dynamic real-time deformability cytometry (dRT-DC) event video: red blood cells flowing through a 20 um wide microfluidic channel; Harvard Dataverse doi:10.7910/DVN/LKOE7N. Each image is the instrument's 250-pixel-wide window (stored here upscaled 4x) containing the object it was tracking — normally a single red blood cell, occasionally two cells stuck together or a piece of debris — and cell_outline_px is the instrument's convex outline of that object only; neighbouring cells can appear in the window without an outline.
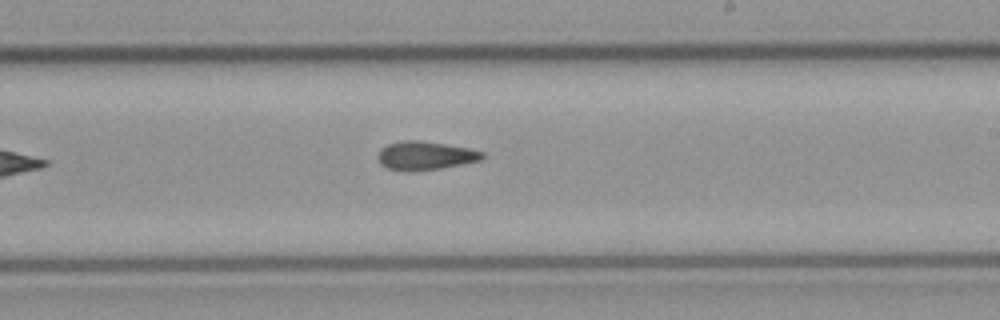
{"species": "common noctule bat (a hibernating species)", "species_latin": "Nyctalus noctula", "temperature_condition": "cold", "stored_images_in_passage": 9, "camera_frame_rate_fps": 3000, "um_per_image_px": 0.085, "animal": {"sex": "male", "body_mass_g": 23.1, "forearm_length_mm": 52.7}, "frame": {"image": 1, "passage_image": 9, "time_ms": 2.667, "image_size_px": [1000, 320], "cell_outline_px": [[484, 156], [480, 160], [440, 168], [408, 172], [404, 172], [388, 168], [380, 164], [376, 156], [380, 148], [388, 144], [404, 140], [420, 140], [468, 148], [484, 152]], "centroid_in_image_um": [36.08, 13.23], "position_along_channel_um": 252.9, "area_um2": 17.4}}